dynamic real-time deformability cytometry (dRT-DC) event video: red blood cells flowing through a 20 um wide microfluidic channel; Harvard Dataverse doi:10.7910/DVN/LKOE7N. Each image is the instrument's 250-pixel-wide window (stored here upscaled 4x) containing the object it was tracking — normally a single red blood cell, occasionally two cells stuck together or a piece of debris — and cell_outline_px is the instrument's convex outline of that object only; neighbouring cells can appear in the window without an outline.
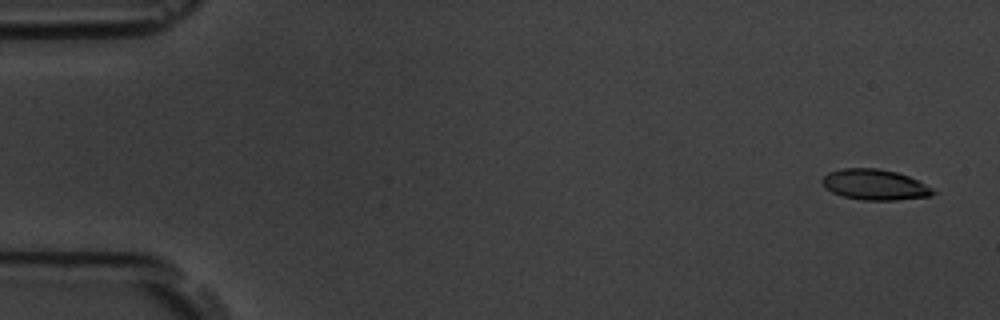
{"species": "common noctule bat (a hibernating species)", "species_latin": "Nyctalus noctula", "temperature_condition": "room temperature", "stored_images_in_passage": 5, "camera_frame_rate_fps": 3000, "um_per_image_px": 0.085, "animal": {"sex": "male", "body_mass_g": 19.5, "forearm_length_mm": 54.6}, "frame": {"image": 1, "passage_image": 1, "time_ms": 0.0, "image_size_px": [1000, 320], "cell_outline_px": [[936, 192], [932, 196], [896, 200], [860, 200], [840, 196], [824, 188], [820, 180], [828, 172], [840, 168], [880, 168], [896, 172], [908, 176], [932, 188]], "centroid_in_image_um": [74.3, 15.7], "position_along_channel_um": 10.7, "area_um2": 20.0}}
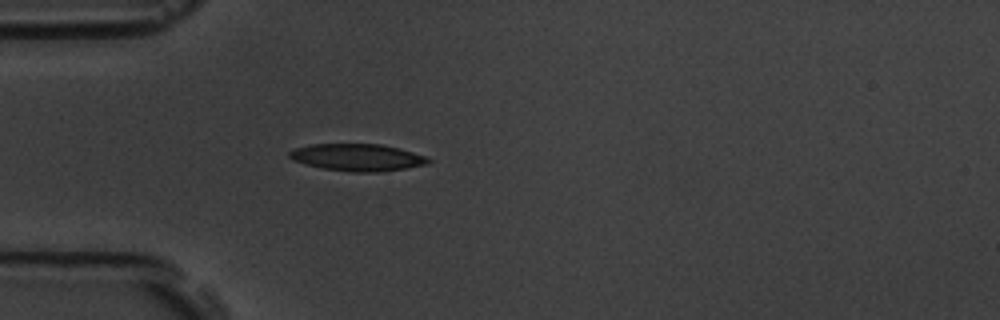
{"frame": {"image": 2, "passage_image": 5, "time_ms": 4.667, "image_size_px": [1000, 320], "cell_outline_px": [[432, 160], [428, 164], [404, 168], [376, 172], [352, 172], [324, 168], [304, 164], [292, 160], [288, 156], [288, 152], [296, 148], [312, 144], [380, 144], [400, 148], [424, 156]], "centroid_in_image_um": [30.36, 13.37], "position_along_channel_um": 54.6, "area_um2": 21.79}}